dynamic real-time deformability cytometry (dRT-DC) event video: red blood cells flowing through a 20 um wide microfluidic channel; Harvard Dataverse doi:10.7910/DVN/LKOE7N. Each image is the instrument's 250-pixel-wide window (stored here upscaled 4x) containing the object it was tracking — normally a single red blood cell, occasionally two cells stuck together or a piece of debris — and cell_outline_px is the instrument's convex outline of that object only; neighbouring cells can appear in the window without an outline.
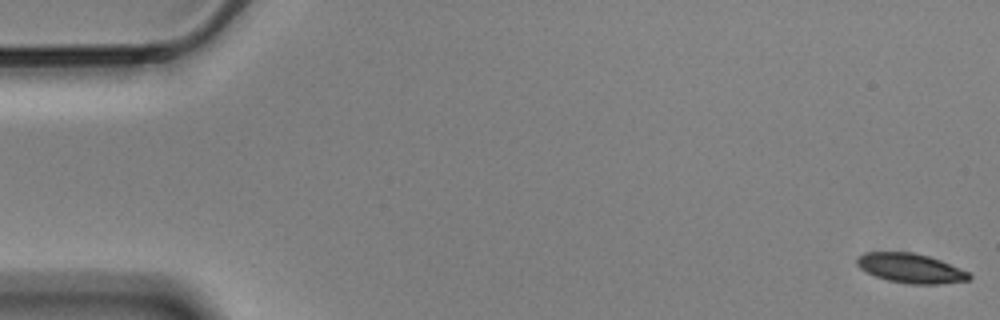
{"species": "Egyptian fruit bat (a non-hibernating species)", "species_latin": "Rousettus aegyptiacus", "temperature_condition": "cold", "stored_images_in_passage": 57, "camera_frame_rate_fps": 3000, "um_per_image_px": 0.085, "animal": {"sex": "male"}, "frame": {"image": 1, "passage_image": 1, "time_ms": 0.0, "image_size_px": [1000, 320], "cell_outline_px": [[972, 276], [968, 280], [936, 284], [908, 284], [888, 280], [876, 276], [860, 268], [856, 264], [856, 256], [864, 252], [912, 252], [928, 256], [940, 260], [968, 272]], "centroid_in_image_um": [77.36, 22.79], "position_along_channel_um": 7.6, "area_um2": 19.13}}
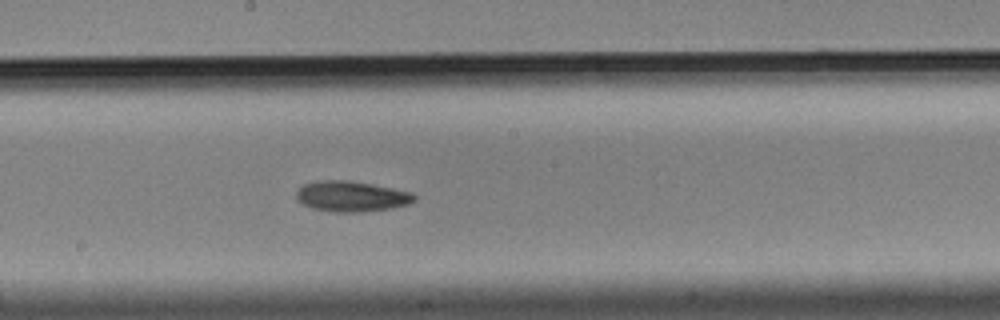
{"frame": {"image": 2, "passage_image": 31, "time_ms": 10.0, "image_size_px": [1000, 320], "cell_outline_px": [[416, 200], [408, 204], [392, 208], [360, 212], [332, 212], [312, 208], [296, 200], [296, 192], [304, 184], [316, 180], [348, 180], [372, 184], [412, 192], [416, 196]], "centroid_in_image_um": [29.87, 16.69], "position_along_channel_um": 218.3, "area_um2": 21.1}}
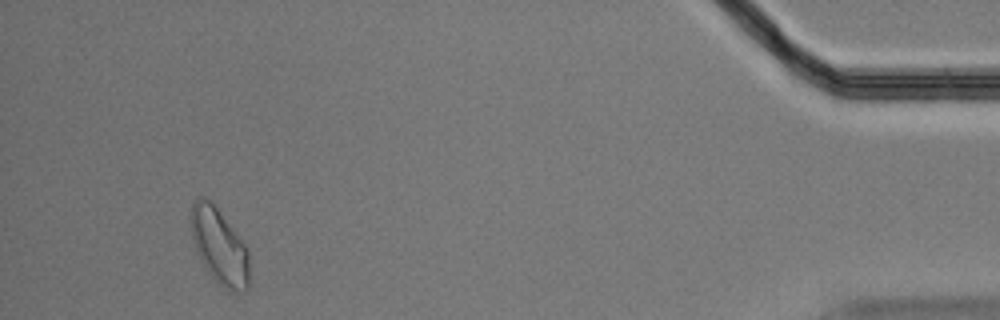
{"frame": {"image": 3, "passage_image": 54, "time_ms": 17.667, "image_size_px": [1000, 320], "cell_outline_px": [[248, 292], [240, 292], [224, 288], [208, 272], [200, 260], [196, 252], [192, 240], [188, 220], [188, 216], [192, 204], [200, 196], [204, 196], [212, 200], [248, 248]], "centroid_in_image_um": [18.6, 20.87], "position_along_channel_um": 416.6, "area_um2": 26.3}, "authors_computed_cell_mechanics": {"area_um2": 20.23, "velocity_mm_per_s": 3.4924, "shape_relaxation_time_tau1_ms": 4.8757, "shape_relaxation_time_tau2_ms": 10.025, "deformation_change_tau1": 0.1005, "deformation_change_tau2": 0.154}}